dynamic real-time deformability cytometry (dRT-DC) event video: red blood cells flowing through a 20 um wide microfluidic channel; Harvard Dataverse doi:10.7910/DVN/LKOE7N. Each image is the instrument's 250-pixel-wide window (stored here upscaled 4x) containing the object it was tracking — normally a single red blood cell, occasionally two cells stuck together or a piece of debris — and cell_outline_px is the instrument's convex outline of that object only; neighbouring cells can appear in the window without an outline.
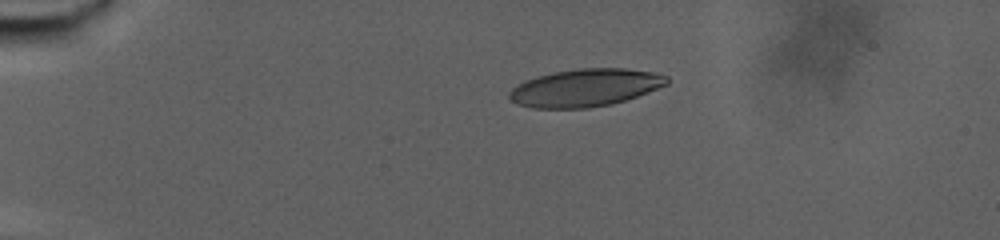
{"species": "human", "species_latin": "Homo sapiens", "temperature_condition": "warm", "stored_images_in_passage": 61, "camera_frame_rate_fps": 3000, "um_per_image_px": 0.085, "donor": {"sex": "male"}, "frame": {"image": 1, "passage_image": 1, "time_ms": 0.0, "image_size_px": [1000, 240], "cell_outline_px": [[668, 84], [636, 96], [612, 104], [588, 108], [532, 108], [516, 104], [508, 96], [508, 92], [516, 84], [524, 80], [536, 76], [552, 72], [576, 68], [624, 68], [652, 72], [668, 76]], "centroid_in_image_um": [49.69, 7.45], "position_along_channel_um": 35.3, "area_um2": 34.68}}
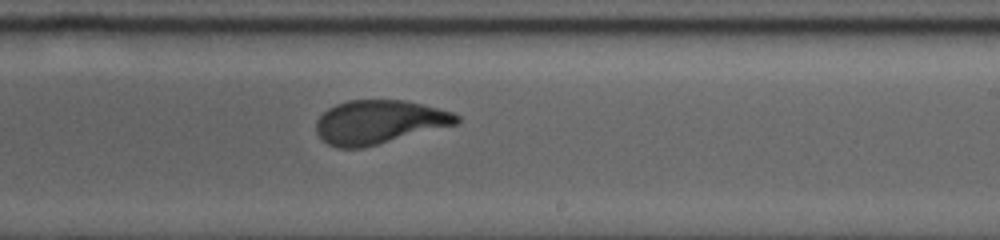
{"frame": {"image": 2, "passage_image": 33, "time_ms": 10.667, "image_size_px": [1000, 240], "cell_outline_px": [[460, 120], [456, 124], [364, 148], [336, 148], [328, 144], [316, 132], [316, 120], [328, 108], [336, 104], [348, 100], [404, 100], [452, 112], [460, 116]], "centroid_in_image_um": [32.19, 10.38], "position_along_channel_um": 256.8, "area_um2": 35.6}}
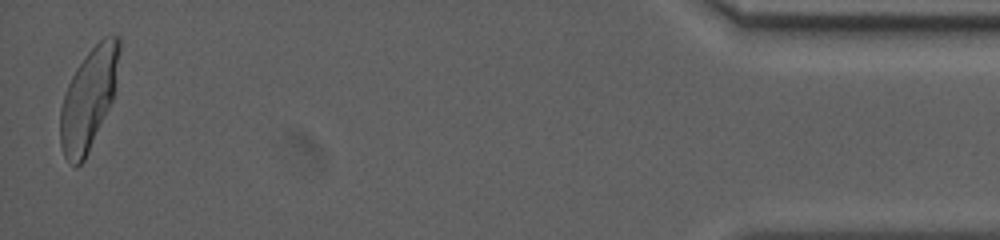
{"frame": {"image": 3, "passage_image": 60, "time_ms": 19.667, "image_size_px": [1000, 240], "cell_outline_px": [[120, 52], [112, 100], [88, 152], [84, 160], [76, 168], [68, 164], [64, 156], [60, 144], [60, 108], [68, 84], [76, 68], [88, 52], [104, 36], [120, 36]], "centroid_in_image_um": [7.51, 8.43], "position_along_channel_um": 427.7, "area_um2": 34.39}, "authors_computed_cell_mechanics": {"area_um2": 35.7782, "velocity_mm_per_s": 2.7541, "shape_relaxation_time_tau1_ms": 7.6958, "shape_relaxation_time_tau2_ms": 1.3271, "deformation_change_tau1": 0.23, "deformation_change_tau2": 0.0799}}